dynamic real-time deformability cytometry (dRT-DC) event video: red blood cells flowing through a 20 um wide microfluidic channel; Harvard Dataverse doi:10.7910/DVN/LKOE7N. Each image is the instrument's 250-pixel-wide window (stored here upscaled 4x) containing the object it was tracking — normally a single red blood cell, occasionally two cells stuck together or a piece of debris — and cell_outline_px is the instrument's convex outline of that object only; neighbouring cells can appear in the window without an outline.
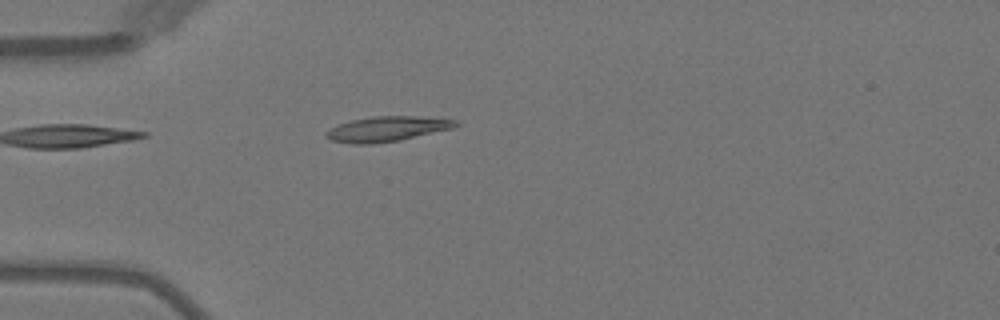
{"species": "Egyptian fruit bat (a non-hibernating species)", "species_latin": "Rousettus aegyptiacus", "temperature_condition": "warm", "stored_images_in_passage": 1, "camera_frame_rate_fps": 3000, "um_per_image_px": 0.085, "animal": {"sex": "female"}, "frame": {"image": 1, "passage_image": 1, "time_ms": 0.0, "image_size_px": [1000, 320], "cell_outline_px": [[460, 124], [452, 128], [400, 140], [372, 144], [352, 144], [332, 140], [324, 136], [324, 132], [340, 124], [352, 120], [372, 116], [416, 116], [460, 120]], "centroid_in_image_um": [32.91, 10.95], "position_along_channel_um": 52.1, "area_um2": 18.84}}